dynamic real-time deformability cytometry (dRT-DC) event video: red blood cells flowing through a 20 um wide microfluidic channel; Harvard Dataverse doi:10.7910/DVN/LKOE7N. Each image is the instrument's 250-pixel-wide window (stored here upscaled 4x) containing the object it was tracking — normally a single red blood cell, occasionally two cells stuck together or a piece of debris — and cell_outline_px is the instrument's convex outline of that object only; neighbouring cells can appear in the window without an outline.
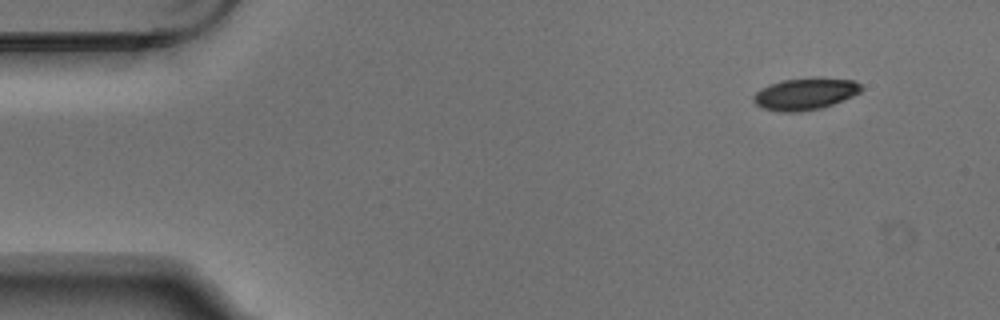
{"species": "Egyptian fruit bat (a non-hibernating species)", "species_latin": "Rousettus aegyptiacus", "temperature_condition": "warm", "stored_images_in_passage": 2, "segment_of_instrument_passage": [2, 2], "camera_frame_rate_fps": 3000, "um_per_image_px": 0.085, "animal": {"sex": "male"}, "frame": {"image": 1, "passage_image": 2, "time_ms": 0.333, "image_size_px": [1000, 320], "cell_outline_px": [[864, 88], [860, 92], [852, 96], [832, 104], [820, 108], [796, 112], [780, 112], [764, 108], [756, 104], [752, 100], [752, 96], [760, 88], [768, 84], [784, 80], [816, 76], [856, 80]], "centroid_in_image_um": [68.44, 7.95], "position_along_channel_um": 16.6, "area_um2": 20.29}}